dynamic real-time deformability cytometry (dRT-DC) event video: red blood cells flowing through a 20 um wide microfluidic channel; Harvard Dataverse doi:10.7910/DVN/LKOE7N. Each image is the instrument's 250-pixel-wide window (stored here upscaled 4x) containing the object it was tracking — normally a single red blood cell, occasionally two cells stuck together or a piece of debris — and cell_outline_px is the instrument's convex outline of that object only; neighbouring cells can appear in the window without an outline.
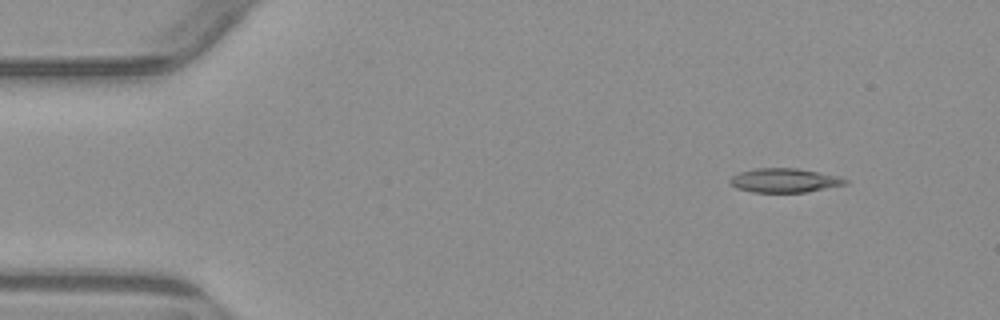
{"species": "common noctule bat (a hibernating species)", "species_latin": "Nyctalus noctula", "temperature_condition": "warm", "stored_images_in_passage": 3, "camera_frame_rate_fps": 3000, "um_per_image_px": 0.085, "animal": {"sex": "male", "body_mass_g": 23.1, "forearm_length_mm": 52.7}, "frame": {"image": 1, "passage_image": 1, "time_ms": 0.0, "image_size_px": [1000, 320], "cell_outline_px": [[848, 184], [808, 192], [752, 192], [736, 188], [728, 180], [732, 176], [740, 172], [756, 168], [796, 168], [840, 176], [848, 180]], "centroid_in_image_um": [66.71, 15.33], "position_along_channel_um": 18.3, "area_um2": 16.24}}
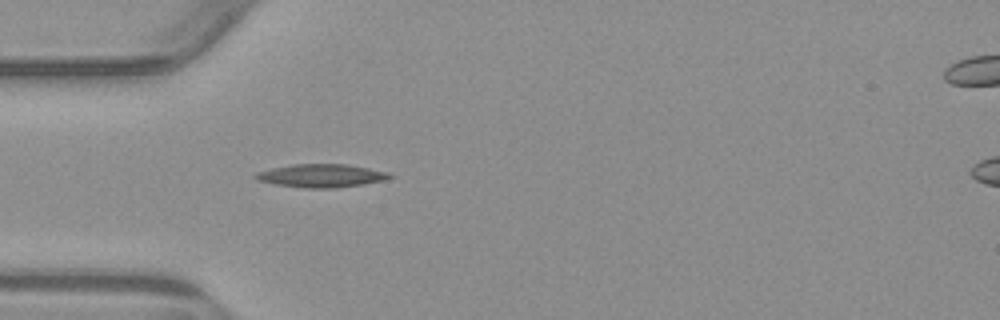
{"frame": {"image": 2, "passage_image": 3, "time_ms": 3.333, "image_size_px": [1000, 320], "cell_outline_px": [[396, 176], [384, 180], [364, 184], [336, 188], [304, 188], [276, 184], [256, 180], [252, 176], [256, 172], [272, 168], [292, 164], [348, 164], [388, 172]], "centroid_in_image_um": [27.31, 14.93], "position_along_channel_um": 57.7, "area_um2": 18.26}}